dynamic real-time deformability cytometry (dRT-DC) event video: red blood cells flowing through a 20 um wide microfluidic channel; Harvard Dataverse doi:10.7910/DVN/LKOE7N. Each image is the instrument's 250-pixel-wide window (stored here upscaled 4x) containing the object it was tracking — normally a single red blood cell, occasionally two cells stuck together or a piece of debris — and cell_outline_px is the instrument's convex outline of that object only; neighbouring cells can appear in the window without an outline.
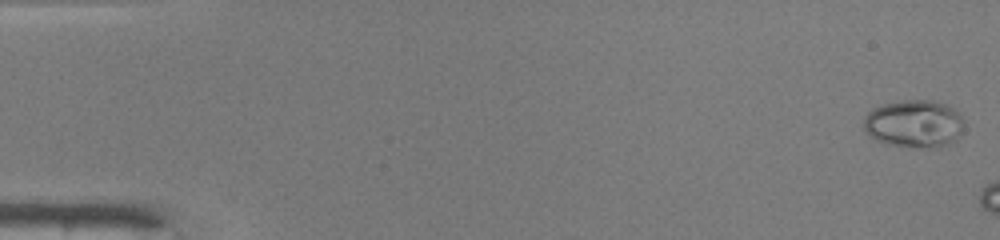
{"species": "common noctule bat (a hibernating species)", "species_latin": "Nyctalus noctula", "temperature_condition": "warm", "stored_images_in_passage": 5, "camera_frame_rate_fps": 3000, "um_per_image_px": 0.085, "animal": {"sex": "male", "body_mass_g": 19.0, "forearm_length_mm": 50.8}, "frame": {"image": 1, "passage_image": 1, "time_ms": 0.0, "image_size_px": [1000, 240], "cell_outline_px": [[964, 128], [956, 140], [944, 144], [896, 144], [876, 140], [864, 128], [864, 120], [868, 112], [872, 108], [884, 104], [904, 100], [932, 100], [944, 104], [952, 108], [960, 116]], "centroid_in_image_um": [77.69, 10.44], "position_along_channel_um": 7.3, "area_um2": 26.47}}